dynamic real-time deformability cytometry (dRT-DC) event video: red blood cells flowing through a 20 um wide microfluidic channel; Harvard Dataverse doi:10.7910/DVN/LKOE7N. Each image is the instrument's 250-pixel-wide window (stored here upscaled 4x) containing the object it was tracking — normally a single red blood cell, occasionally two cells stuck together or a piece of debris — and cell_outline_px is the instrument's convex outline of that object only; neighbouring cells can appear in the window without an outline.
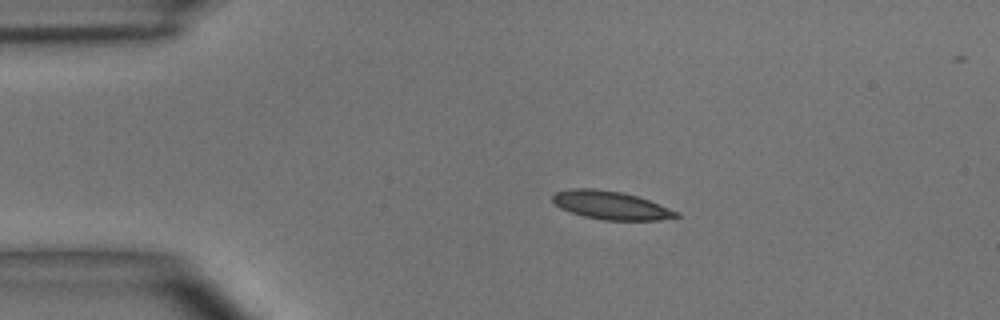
{"species": "common noctule bat (a hibernating species)", "species_latin": "Nyctalus noctula", "temperature_condition": "room temperature", "stored_images_in_passage": 39, "camera_frame_rate_fps": 3000, "um_per_image_px": 0.085, "animal": {"sex": "male", "body_mass_g": 15.6}, "frame": {"image": 1, "passage_image": 1, "time_ms": 0.0, "image_size_px": [1000, 320], "cell_outline_px": [[680, 216], [660, 220], [604, 220], [584, 216], [560, 208], [552, 200], [552, 196], [556, 192], [572, 188], [592, 188], [620, 192], [636, 196], [648, 200], [680, 212]], "centroid_in_image_um": [51.93, 17.45], "position_along_channel_um": 33.1, "area_um2": 20.17}}
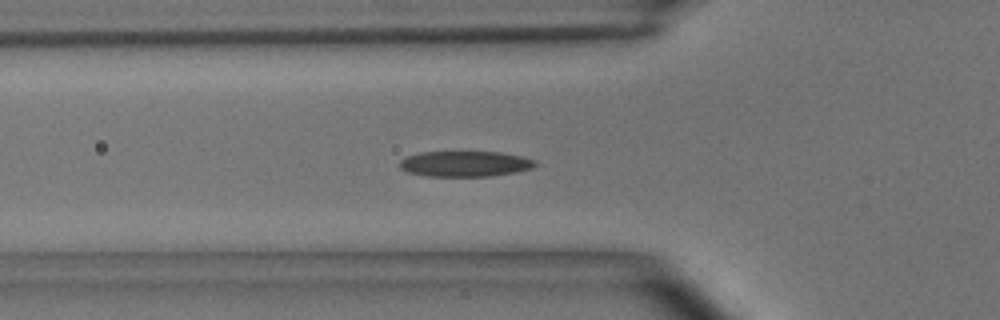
{"frame": {"image": 2, "passage_image": 8, "time_ms": 2.333, "image_size_px": [1000, 320], "cell_outline_px": [[536, 164], [532, 168], [516, 172], [492, 176], [424, 176], [404, 172], [400, 168], [400, 160], [408, 156], [420, 152], [500, 152], [520, 156], [536, 160]], "centroid_in_image_um": [39.5, 13.93], "position_along_channel_um": 86.3, "area_um2": 20.29}}
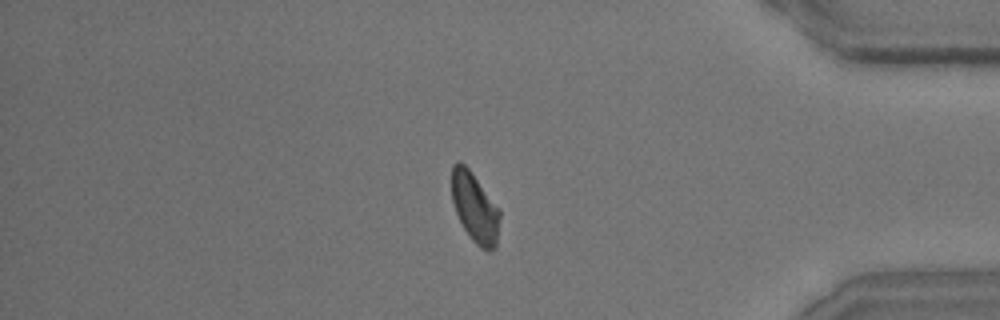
{"frame": {"image": 3, "passage_image": 33, "time_ms": 10.667, "image_size_px": [1000, 320], "cell_outline_px": [[500, 216], [496, 248], [492, 252], [488, 252], [480, 248], [472, 240], [464, 228], [456, 212], [452, 200], [452, 164], [460, 160], [468, 168], [500, 208]], "centroid_in_image_um": [40.38, 17.67], "position_along_channel_um": 394.8, "area_um2": 19.65}}